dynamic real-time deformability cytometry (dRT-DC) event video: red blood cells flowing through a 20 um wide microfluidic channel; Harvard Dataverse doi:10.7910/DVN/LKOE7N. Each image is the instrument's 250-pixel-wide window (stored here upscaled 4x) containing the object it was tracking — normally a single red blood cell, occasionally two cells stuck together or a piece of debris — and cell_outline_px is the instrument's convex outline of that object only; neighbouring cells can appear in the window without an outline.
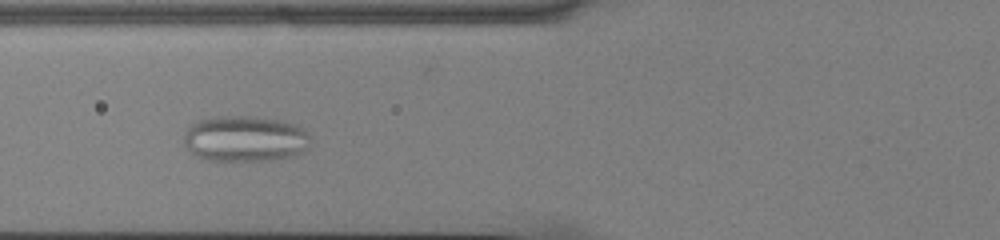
{"species": "common noctule bat (a hibernating species)", "species_latin": "Nyctalus noctula", "temperature_condition": "cold", "stored_images_in_passage": 47, "camera_frame_rate_fps": 3000, "um_per_image_px": 0.085, "animal": {"sex": "male", "body_mass_g": 13.0, "forearm_length_mm": 53.1}, "frame": {"image": 1, "passage_image": 14, "time_ms": 4.333, "image_size_px": [1000, 240], "cell_outline_px": [[312, 144], [296, 156], [276, 160], [208, 160], [196, 156], [184, 144], [184, 132], [196, 120], [216, 116], [252, 116], [280, 120], [296, 124], [304, 128], [312, 136]], "centroid_in_image_um": [20.89, 11.78], "position_along_channel_um": 104.9, "area_um2": 34.45}}
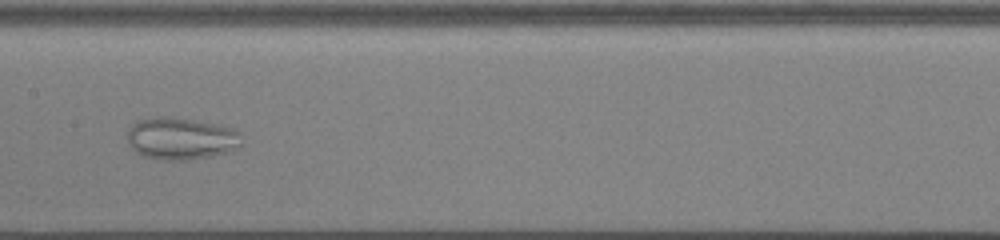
{"frame": {"image": 2, "passage_image": 21, "time_ms": 6.667, "image_size_px": [1000, 240], "cell_outline_px": [[240, 144], [236, 148], [228, 152], [212, 156], [188, 160], [164, 160], [144, 156], [136, 152], [128, 144], [128, 128], [136, 120], [156, 116], [164, 116], [196, 120], [220, 124], [236, 128]], "centroid_in_image_um": [15.36, 11.76], "position_along_channel_um": 192.0, "area_um2": 28.26}}